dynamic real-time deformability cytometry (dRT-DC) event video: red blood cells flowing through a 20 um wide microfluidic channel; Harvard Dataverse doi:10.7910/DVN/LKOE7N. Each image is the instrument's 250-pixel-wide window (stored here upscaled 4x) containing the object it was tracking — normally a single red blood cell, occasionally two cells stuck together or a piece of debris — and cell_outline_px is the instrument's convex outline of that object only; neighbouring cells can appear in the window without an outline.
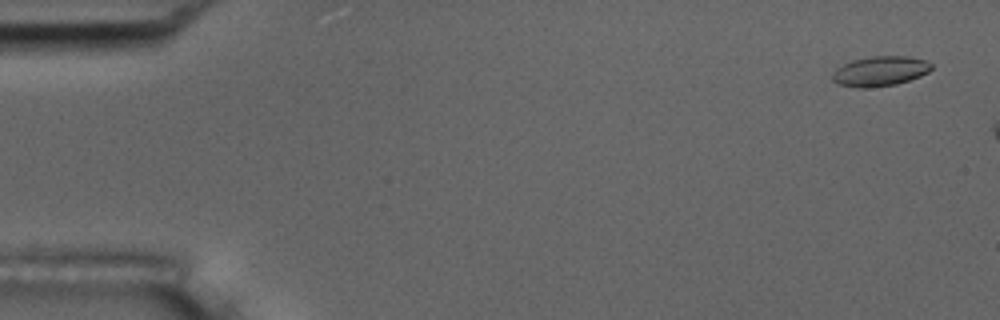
{"species": "common noctule bat (a hibernating species)", "species_latin": "Nyctalus noctula", "temperature_condition": "room temperature", "stored_images_in_passage": 13, "camera_frame_rate_fps": 3000, "um_per_image_px": 0.085, "animal": {"sex": "male", "body_mass_g": 17.5, "forearm_length_mm": 52.3}, "frame": {"image": 1, "passage_image": 3, "time_ms": 0.667, "image_size_px": [1000, 320], "cell_outline_px": [[932, 68], [928, 72], [920, 76], [896, 84], [864, 88], [856, 88], [840, 84], [832, 80], [832, 72], [836, 68], [852, 60], [872, 56], [908, 56], [928, 60], [932, 64]], "centroid_in_image_um": [74.81, 6.04], "position_along_channel_um": 10.2, "area_um2": 17.28}}